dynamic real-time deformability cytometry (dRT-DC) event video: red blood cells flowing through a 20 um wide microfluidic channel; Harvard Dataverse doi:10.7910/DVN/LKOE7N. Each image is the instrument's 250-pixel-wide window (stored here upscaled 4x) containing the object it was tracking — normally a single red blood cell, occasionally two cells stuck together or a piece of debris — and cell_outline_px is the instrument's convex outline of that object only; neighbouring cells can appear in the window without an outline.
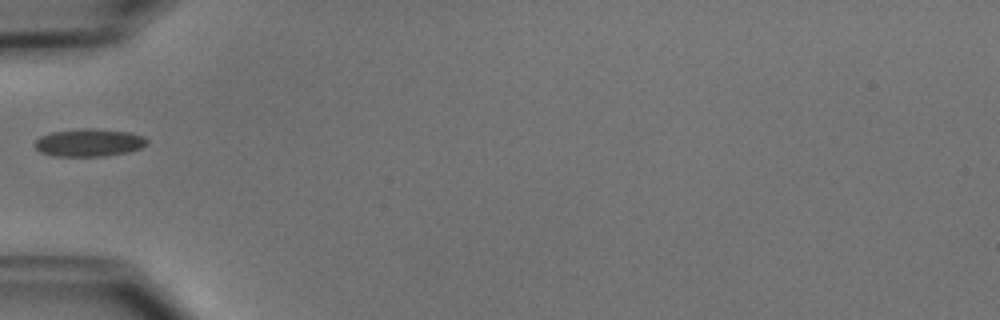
{"species": "common noctule bat (a hibernating species)", "species_latin": "Nyctalus noctula", "temperature_condition": "cold", "stored_images_in_passage": 6, "camera_frame_rate_fps": 3000, "um_per_image_px": 0.085, "animal": {"sex": "male", "body_mass_g": 15.6}, "frame": {"image": 1, "passage_image": 1, "time_ms": 0.0, "image_size_px": [1000, 320], "cell_outline_px": [[148, 144], [140, 148], [128, 152], [104, 156], [52, 156], [40, 152], [36, 148], [36, 140], [40, 136], [52, 132], [84, 128], [96, 128], [128, 132], [144, 136], [148, 140]], "centroid_in_image_um": [7.59, 12.12], "position_along_channel_um": 77.4, "area_um2": 18.15}}